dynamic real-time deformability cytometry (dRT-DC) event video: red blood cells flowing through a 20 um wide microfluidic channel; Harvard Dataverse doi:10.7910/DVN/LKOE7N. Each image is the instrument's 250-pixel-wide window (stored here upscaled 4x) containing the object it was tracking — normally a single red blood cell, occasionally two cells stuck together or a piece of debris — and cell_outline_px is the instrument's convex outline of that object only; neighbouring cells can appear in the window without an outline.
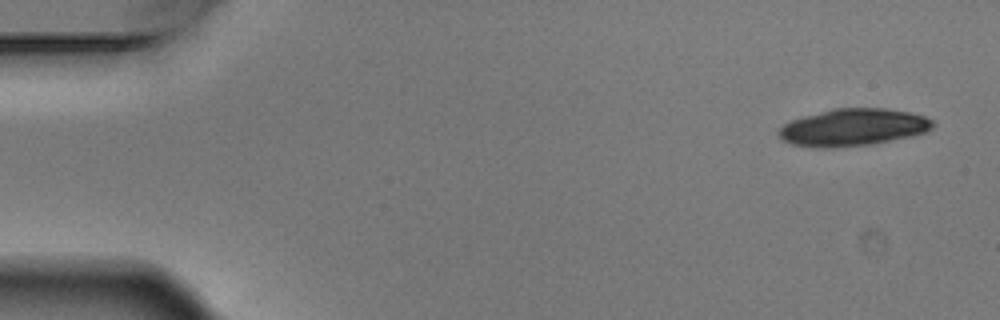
{"species": "Egyptian fruit bat (a non-hibernating species)", "species_latin": "Rousettus aegyptiacus", "temperature_condition": "warm", "stored_images_in_passage": 6, "segment_of_instrument_passage": [1, 2], "camera_frame_rate_fps": 3000, "um_per_image_px": 0.085, "animal": {"sex": "male"}, "frame": {"image": 1, "passage_image": 1, "time_ms": 0.0, "image_size_px": [1000, 320], "cell_outline_px": [[936, 124], [932, 128], [924, 132], [912, 136], [868, 144], [832, 148], [816, 148], [792, 144], [784, 140], [776, 132], [784, 124], [792, 120], [804, 116], [832, 108], [888, 108], [912, 112], [924, 116], [932, 120]], "centroid_in_image_um": [72.52, 10.81], "position_along_channel_um": 12.5, "area_um2": 33.41}}